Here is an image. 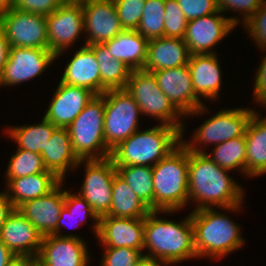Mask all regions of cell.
Listing matches in <instances>:
<instances>
[{
	"instance_id": "obj_8",
	"label": "cell",
	"mask_w": 266,
	"mask_h": 266,
	"mask_svg": "<svg viewBox=\"0 0 266 266\" xmlns=\"http://www.w3.org/2000/svg\"><path fill=\"white\" fill-rule=\"evenodd\" d=\"M254 111L255 109L244 108V106L219 110L205 120L199 128H196L190 141L185 140V134L181 133V143L189 151L204 153L203 145L206 147L212 143L211 145L214 146V144L218 145L224 141L241 137L244 135Z\"/></svg>"
},
{
	"instance_id": "obj_7",
	"label": "cell",
	"mask_w": 266,
	"mask_h": 266,
	"mask_svg": "<svg viewBox=\"0 0 266 266\" xmlns=\"http://www.w3.org/2000/svg\"><path fill=\"white\" fill-rule=\"evenodd\" d=\"M124 89L137 102L142 116H150L160 121V124L176 127L181 133L185 132L184 116L161 91L152 72L143 69L131 71Z\"/></svg>"
},
{
	"instance_id": "obj_19",
	"label": "cell",
	"mask_w": 266,
	"mask_h": 266,
	"mask_svg": "<svg viewBox=\"0 0 266 266\" xmlns=\"http://www.w3.org/2000/svg\"><path fill=\"white\" fill-rule=\"evenodd\" d=\"M42 239V234L15 208L0 229V240L16 257L36 258Z\"/></svg>"
},
{
	"instance_id": "obj_32",
	"label": "cell",
	"mask_w": 266,
	"mask_h": 266,
	"mask_svg": "<svg viewBox=\"0 0 266 266\" xmlns=\"http://www.w3.org/2000/svg\"><path fill=\"white\" fill-rule=\"evenodd\" d=\"M8 128V129H7ZM5 132L18 145L17 148L40 154L57 128L44 117L38 124L7 127Z\"/></svg>"
},
{
	"instance_id": "obj_39",
	"label": "cell",
	"mask_w": 266,
	"mask_h": 266,
	"mask_svg": "<svg viewBox=\"0 0 266 266\" xmlns=\"http://www.w3.org/2000/svg\"><path fill=\"white\" fill-rule=\"evenodd\" d=\"M103 249L100 266H133L143 255L139 250L129 247H103Z\"/></svg>"
},
{
	"instance_id": "obj_33",
	"label": "cell",
	"mask_w": 266,
	"mask_h": 266,
	"mask_svg": "<svg viewBox=\"0 0 266 266\" xmlns=\"http://www.w3.org/2000/svg\"><path fill=\"white\" fill-rule=\"evenodd\" d=\"M204 153L221 168L229 171L237 169L246 176L245 135L214 145L210 153Z\"/></svg>"
},
{
	"instance_id": "obj_13",
	"label": "cell",
	"mask_w": 266,
	"mask_h": 266,
	"mask_svg": "<svg viewBox=\"0 0 266 266\" xmlns=\"http://www.w3.org/2000/svg\"><path fill=\"white\" fill-rule=\"evenodd\" d=\"M11 47L48 49L46 16L11 8L0 15Z\"/></svg>"
},
{
	"instance_id": "obj_31",
	"label": "cell",
	"mask_w": 266,
	"mask_h": 266,
	"mask_svg": "<svg viewBox=\"0 0 266 266\" xmlns=\"http://www.w3.org/2000/svg\"><path fill=\"white\" fill-rule=\"evenodd\" d=\"M78 218L80 219V221L78 220ZM88 218L94 220L92 221L94 222L92 223L93 224L92 229L93 233H95V236L97 237L99 231V221H100L98 215L94 212L93 208L89 205V203L79 194L75 193L72 194L70 190L68 189L65 190V202L63 208L60 211V217L56 227V235L61 237H75L78 239H84L78 236L77 234H72V233L62 234L61 233L63 229L62 226L67 227L68 226L67 222L69 221V219H71L72 221L75 220V224L74 221L73 223L71 222L74 225V226L72 225L73 226L72 228H76V225L78 226V224L82 226V224L87 223L85 222V220ZM71 223L69 225H71Z\"/></svg>"
},
{
	"instance_id": "obj_25",
	"label": "cell",
	"mask_w": 266,
	"mask_h": 266,
	"mask_svg": "<svg viewBox=\"0 0 266 266\" xmlns=\"http://www.w3.org/2000/svg\"><path fill=\"white\" fill-rule=\"evenodd\" d=\"M190 53L184 39L160 37L148 41L147 60L143 70L155 72L187 65Z\"/></svg>"
},
{
	"instance_id": "obj_11",
	"label": "cell",
	"mask_w": 266,
	"mask_h": 266,
	"mask_svg": "<svg viewBox=\"0 0 266 266\" xmlns=\"http://www.w3.org/2000/svg\"><path fill=\"white\" fill-rule=\"evenodd\" d=\"M221 11L187 22L184 41L190 55L215 54V46L221 43L240 23L235 17H225Z\"/></svg>"
},
{
	"instance_id": "obj_50",
	"label": "cell",
	"mask_w": 266,
	"mask_h": 266,
	"mask_svg": "<svg viewBox=\"0 0 266 266\" xmlns=\"http://www.w3.org/2000/svg\"><path fill=\"white\" fill-rule=\"evenodd\" d=\"M14 0H0V15L13 8Z\"/></svg>"
},
{
	"instance_id": "obj_18",
	"label": "cell",
	"mask_w": 266,
	"mask_h": 266,
	"mask_svg": "<svg viewBox=\"0 0 266 266\" xmlns=\"http://www.w3.org/2000/svg\"><path fill=\"white\" fill-rule=\"evenodd\" d=\"M95 94L83 87L59 82L44 118L56 127L68 128Z\"/></svg>"
},
{
	"instance_id": "obj_12",
	"label": "cell",
	"mask_w": 266,
	"mask_h": 266,
	"mask_svg": "<svg viewBox=\"0 0 266 266\" xmlns=\"http://www.w3.org/2000/svg\"><path fill=\"white\" fill-rule=\"evenodd\" d=\"M161 91L173 106L186 118L208 112V107L200 100L192 86L188 65L152 72Z\"/></svg>"
},
{
	"instance_id": "obj_43",
	"label": "cell",
	"mask_w": 266,
	"mask_h": 266,
	"mask_svg": "<svg viewBox=\"0 0 266 266\" xmlns=\"http://www.w3.org/2000/svg\"><path fill=\"white\" fill-rule=\"evenodd\" d=\"M62 4L60 0H14L13 8L24 12L48 16Z\"/></svg>"
},
{
	"instance_id": "obj_1",
	"label": "cell",
	"mask_w": 266,
	"mask_h": 266,
	"mask_svg": "<svg viewBox=\"0 0 266 266\" xmlns=\"http://www.w3.org/2000/svg\"><path fill=\"white\" fill-rule=\"evenodd\" d=\"M229 173L205 153L189 151L188 192L189 203L196 204L193 211L215 207L234 213L241 209L244 189Z\"/></svg>"
},
{
	"instance_id": "obj_42",
	"label": "cell",
	"mask_w": 266,
	"mask_h": 266,
	"mask_svg": "<svg viewBox=\"0 0 266 266\" xmlns=\"http://www.w3.org/2000/svg\"><path fill=\"white\" fill-rule=\"evenodd\" d=\"M263 0H217L219 11L222 13L228 10L240 12L241 22L244 24L261 6Z\"/></svg>"
},
{
	"instance_id": "obj_40",
	"label": "cell",
	"mask_w": 266,
	"mask_h": 266,
	"mask_svg": "<svg viewBox=\"0 0 266 266\" xmlns=\"http://www.w3.org/2000/svg\"><path fill=\"white\" fill-rule=\"evenodd\" d=\"M243 28L260 50L266 49V0H263L258 10L243 24Z\"/></svg>"
},
{
	"instance_id": "obj_28",
	"label": "cell",
	"mask_w": 266,
	"mask_h": 266,
	"mask_svg": "<svg viewBox=\"0 0 266 266\" xmlns=\"http://www.w3.org/2000/svg\"><path fill=\"white\" fill-rule=\"evenodd\" d=\"M148 41L136 30H123L103 44L115 59L121 60L133 71L144 68L147 60Z\"/></svg>"
},
{
	"instance_id": "obj_36",
	"label": "cell",
	"mask_w": 266,
	"mask_h": 266,
	"mask_svg": "<svg viewBox=\"0 0 266 266\" xmlns=\"http://www.w3.org/2000/svg\"><path fill=\"white\" fill-rule=\"evenodd\" d=\"M46 170L40 154L17 148L9 159L5 181L7 184L13 178L43 173Z\"/></svg>"
},
{
	"instance_id": "obj_51",
	"label": "cell",
	"mask_w": 266,
	"mask_h": 266,
	"mask_svg": "<svg viewBox=\"0 0 266 266\" xmlns=\"http://www.w3.org/2000/svg\"><path fill=\"white\" fill-rule=\"evenodd\" d=\"M62 3H67V4H82L86 0H60Z\"/></svg>"
},
{
	"instance_id": "obj_29",
	"label": "cell",
	"mask_w": 266,
	"mask_h": 266,
	"mask_svg": "<svg viewBox=\"0 0 266 266\" xmlns=\"http://www.w3.org/2000/svg\"><path fill=\"white\" fill-rule=\"evenodd\" d=\"M151 212L131 187L116 174L112 183V202L107 216L117 218H145Z\"/></svg>"
},
{
	"instance_id": "obj_4",
	"label": "cell",
	"mask_w": 266,
	"mask_h": 266,
	"mask_svg": "<svg viewBox=\"0 0 266 266\" xmlns=\"http://www.w3.org/2000/svg\"><path fill=\"white\" fill-rule=\"evenodd\" d=\"M181 143V132L165 124L138 130L111 150L115 166H154Z\"/></svg>"
},
{
	"instance_id": "obj_22",
	"label": "cell",
	"mask_w": 266,
	"mask_h": 266,
	"mask_svg": "<svg viewBox=\"0 0 266 266\" xmlns=\"http://www.w3.org/2000/svg\"><path fill=\"white\" fill-rule=\"evenodd\" d=\"M219 60L216 53L194 54L189 57L187 65L191 73L193 90L200 100L204 98L214 101V98H219L220 90H222Z\"/></svg>"
},
{
	"instance_id": "obj_52",
	"label": "cell",
	"mask_w": 266,
	"mask_h": 266,
	"mask_svg": "<svg viewBox=\"0 0 266 266\" xmlns=\"http://www.w3.org/2000/svg\"><path fill=\"white\" fill-rule=\"evenodd\" d=\"M33 266H43V265H41L40 263H38L37 261H35Z\"/></svg>"
},
{
	"instance_id": "obj_23",
	"label": "cell",
	"mask_w": 266,
	"mask_h": 266,
	"mask_svg": "<svg viewBox=\"0 0 266 266\" xmlns=\"http://www.w3.org/2000/svg\"><path fill=\"white\" fill-rule=\"evenodd\" d=\"M60 81L100 95V69L95 53L89 46L84 44L75 54L73 53Z\"/></svg>"
},
{
	"instance_id": "obj_35",
	"label": "cell",
	"mask_w": 266,
	"mask_h": 266,
	"mask_svg": "<svg viewBox=\"0 0 266 266\" xmlns=\"http://www.w3.org/2000/svg\"><path fill=\"white\" fill-rule=\"evenodd\" d=\"M165 0H146L136 31L146 39L164 37Z\"/></svg>"
},
{
	"instance_id": "obj_45",
	"label": "cell",
	"mask_w": 266,
	"mask_h": 266,
	"mask_svg": "<svg viewBox=\"0 0 266 266\" xmlns=\"http://www.w3.org/2000/svg\"><path fill=\"white\" fill-rule=\"evenodd\" d=\"M10 48L11 46L6 38L4 28L0 25V75L9 59Z\"/></svg>"
},
{
	"instance_id": "obj_41",
	"label": "cell",
	"mask_w": 266,
	"mask_h": 266,
	"mask_svg": "<svg viewBox=\"0 0 266 266\" xmlns=\"http://www.w3.org/2000/svg\"><path fill=\"white\" fill-rule=\"evenodd\" d=\"M188 21L219 12L217 0H177Z\"/></svg>"
},
{
	"instance_id": "obj_37",
	"label": "cell",
	"mask_w": 266,
	"mask_h": 266,
	"mask_svg": "<svg viewBox=\"0 0 266 266\" xmlns=\"http://www.w3.org/2000/svg\"><path fill=\"white\" fill-rule=\"evenodd\" d=\"M164 37L183 39L188 20L177 0H165Z\"/></svg>"
},
{
	"instance_id": "obj_26",
	"label": "cell",
	"mask_w": 266,
	"mask_h": 266,
	"mask_svg": "<svg viewBox=\"0 0 266 266\" xmlns=\"http://www.w3.org/2000/svg\"><path fill=\"white\" fill-rule=\"evenodd\" d=\"M61 181L52 171L46 170L43 173L11 179L5 192L13 207L17 209L27 201L47 195Z\"/></svg>"
},
{
	"instance_id": "obj_27",
	"label": "cell",
	"mask_w": 266,
	"mask_h": 266,
	"mask_svg": "<svg viewBox=\"0 0 266 266\" xmlns=\"http://www.w3.org/2000/svg\"><path fill=\"white\" fill-rule=\"evenodd\" d=\"M254 111L245 130L246 176L266 174V117Z\"/></svg>"
},
{
	"instance_id": "obj_44",
	"label": "cell",
	"mask_w": 266,
	"mask_h": 266,
	"mask_svg": "<svg viewBox=\"0 0 266 266\" xmlns=\"http://www.w3.org/2000/svg\"><path fill=\"white\" fill-rule=\"evenodd\" d=\"M263 52L266 49H262ZM254 86H253V99L256 101V104L264 105L266 104V55L261 60V64L256 69Z\"/></svg>"
},
{
	"instance_id": "obj_3",
	"label": "cell",
	"mask_w": 266,
	"mask_h": 266,
	"mask_svg": "<svg viewBox=\"0 0 266 266\" xmlns=\"http://www.w3.org/2000/svg\"><path fill=\"white\" fill-rule=\"evenodd\" d=\"M194 248L198 259H223L241 248L245 241L241 229L228 215L216 208H202L190 213Z\"/></svg>"
},
{
	"instance_id": "obj_5",
	"label": "cell",
	"mask_w": 266,
	"mask_h": 266,
	"mask_svg": "<svg viewBox=\"0 0 266 266\" xmlns=\"http://www.w3.org/2000/svg\"><path fill=\"white\" fill-rule=\"evenodd\" d=\"M188 167L189 150L182 143L152 167L154 211L176 213L187 207Z\"/></svg>"
},
{
	"instance_id": "obj_47",
	"label": "cell",
	"mask_w": 266,
	"mask_h": 266,
	"mask_svg": "<svg viewBox=\"0 0 266 266\" xmlns=\"http://www.w3.org/2000/svg\"><path fill=\"white\" fill-rule=\"evenodd\" d=\"M17 258L0 240V266H9Z\"/></svg>"
},
{
	"instance_id": "obj_49",
	"label": "cell",
	"mask_w": 266,
	"mask_h": 266,
	"mask_svg": "<svg viewBox=\"0 0 266 266\" xmlns=\"http://www.w3.org/2000/svg\"><path fill=\"white\" fill-rule=\"evenodd\" d=\"M36 258L29 257H17L15 258L9 266H33Z\"/></svg>"
},
{
	"instance_id": "obj_46",
	"label": "cell",
	"mask_w": 266,
	"mask_h": 266,
	"mask_svg": "<svg viewBox=\"0 0 266 266\" xmlns=\"http://www.w3.org/2000/svg\"><path fill=\"white\" fill-rule=\"evenodd\" d=\"M14 210V207L10 200L8 199V196L5 192V190L2 192L0 191V229L2 225L5 223L8 215Z\"/></svg>"
},
{
	"instance_id": "obj_6",
	"label": "cell",
	"mask_w": 266,
	"mask_h": 266,
	"mask_svg": "<svg viewBox=\"0 0 266 266\" xmlns=\"http://www.w3.org/2000/svg\"><path fill=\"white\" fill-rule=\"evenodd\" d=\"M104 112V93L95 95L68 126L73 150L80 160L110 157L104 139Z\"/></svg>"
},
{
	"instance_id": "obj_16",
	"label": "cell",
	"mask_w": 266,
	"mask_h": 266,
	"mask_svg": "<svg viewBox=\"0 0 266 266\" xmlns=\"http://www.w3.org/2000/svg\"><path fill=\"white\" fill-rule=\"evenodd\" d=\"M82 11L87 46L103 44L124 30L114 0H86Z\"/></svg>"
},
{
	"instance_id": "obj_30",
	"label": "cell",
	"mask_w": 266,
	"mask_h": 266,
	"mask_svg": "<svg viewBox=\"0 0 266 266\" xmlns=\"http://www.w3.org/2000/svg\"><path fill=\"white\" fill-rule=\"evenodd\" d=\"M89 47L94 51L100 69V95L107 90L124 89L132 70L115 59L104 44Z\"/></svg>"
},
{
	"instance_id": "obj_20",
	"label": "cell",
	"mask_w": 266,
	"mask_h": 266,
	"mask_svg": "<svg viewBox=\"0 0 266 266\" xmlns=\"http://www.w3.org/2000/svg\"><path fill=\"white\" fill-rule=\"evenodd\" d=\"M96 238L103 247H129L143 254L144 218L102 216Z\"/></svg>"
},
{
	"instance_id": "obj_15",
	"label": "cell",
	"mask_w": 266,
	"mask_h": 266,
	"mask_svg": "<svg viewBox=\"0 0 266 266\" xmlns=\"http://www.w3.org/2000/svg\"><path fill=\"white\" fill-rule=\"evenodd\" d=\"M56 56L49 49L11 47L0 75V86H15L41 75Z\"/></svg>"
},
{
	"instance_id": "obj_24",
	"label": "cell",
	"mask_w": 266,
	"mask_h": 266,
	"mask_svg": "<svg viewBox=\"0 0 266 266\" xmlns=\"http://www.w3.org/2000/svg\"><path fill=\"white\" fill-rule=\"evenodd\" d=\"M40 155L44 167L62 181L66 180L65 177L70 169H77L80 162L73 150L67 128L57 127Z\"/></svg>"
},
{
	"instance_id": "obj_48",
	"label": "cell",
	"mask_w": 266,
	"mask_h": 266,
	"mask_svg": "<svg viewBox=\"0 0 266 266\" xmlns=\"http://www.w3.org/2000/svg\"><path fill=\"white\" fill-rule=\"evenodd\" d=\"M133 266H164L163 263L158 262L157 260L152 259L151 257H147L142 255Z\"/></svg>"
},
{
	"instance_id": "obj_9",
	"label": "cell",
	"mask_w": 266,
	"mask_h": 266,
	"mask_svg": "<svg viewBox=\"0 0 266 266\" xmlns=\"http://www.w3.org/2000/svg\"><path fill=\"white\" fill-rule=\"evenodd\" d=\"M104 139L112 150L120 142L139 130L142 116L137 102L125 89L107 90L104 93Z\"/></svg>"
},
{
	"instance_id": "obj_21",
	"label": "cell",
	"mask_w": 266,
	"mask_h": 266,
	"mask_svg": "<svg viewBox=\"0 0 266 266\" xmlns=\"http://www.w3.org/2000/svg\"><path fill=\"white\" fill-rule=\"evenodd\" d=\"M61 181L47 195L21 204L17 210L42 234L56 235L60 211L65 202V190Z\"/></svg>"
},
{
	"instance_id": "obj_34",
	"label": "cell",
	"mask_w": 266,
	"mask_h": 266,
	"mask_svg": "<svg viewBox=\"0 0 266 266\" xmlns=\"http://www.w3.org/2000/svg\"><path fill=\"white\" fill-rule=\"evenodd\" d=\"M117 174L131 187L139 199L154 211L152 166H115Z\"/></svg>"
},
{
	"instance_id": "obj_38",
	"label": "cell",
	"mask_w": 266,
	"mask_h": 266,
	"mask_svg": "<svg viewBox=\"0 0 266 266\" xmlns=\"http://www.w3.org/2000/svg\"><path fill=\"white\" fill-rule=\"evenodd\" d=\"M146 0H114L120 24L124 30H136Z\"/></svg>"
},
{
	"instance_id": "obj_10",
	"label": "cell",
	"mask_w": 266,
	"mask_h": 266,
	"mask_svg": "<svg viewBox=\"0 0 266 266\" xmlns=\"http://www.w3.org/2000/svg\"><path fill=\"white\" fill-rule=\"evenodd\" d=\"M85 163V164H84ZM85 167V175L79 194L93 208L99 218L108 215L112 202V183L117 174L110 157L105 159L80 160L77 168Z\"/></svg>"
},
{
	"instance_id": "obj_14",
	"label": "cell",
	"mask_w": 266,
	"mask_h": 266,
	"mask_svg": "<svg viewBox=\"0 0 266 266\" xmlns=\"http://www.w3.org/2000/svg\"><path fill=\"white\" fill-rule=\"evenodd\" d=\"M46 26L48 49L57 60L84 33L82 4L63 3L46 16Z\"/></svg>"
},
{
	"instance_id": "obj_17",
	"label": "cell",
	"mask_w": 266,
	"mask_h": 266,
	"mask_svg": "<svg viewBox=\"0 0 266 266\" xmlns=\"http://www.w3.org/2000/svg\"><path fill=\"white\" fill-rule=\"evenodd\" d=\"M83 239L43 236L36 261L43 266H88L90 254Z\"/></svg>"
},
{
	"instance_id": "obj_2",
	"label": "cell",
	"mask_w": 266,
	"mask_h": 266,
	"mask_svg": "<svg viewBox=\"0 0 266 266\" xmlns=\"http://www.w3.org/2000/svg\"><path fill=\"white\" fill-rule=\"evenodd\" d=\"M163 213L172 214L173 211H151L144 218L143 255L166 266L198 258L190 213L180 222L159 218ZM145 250L149 253L144 254Z\"/></svg>"
}]
</instances>
